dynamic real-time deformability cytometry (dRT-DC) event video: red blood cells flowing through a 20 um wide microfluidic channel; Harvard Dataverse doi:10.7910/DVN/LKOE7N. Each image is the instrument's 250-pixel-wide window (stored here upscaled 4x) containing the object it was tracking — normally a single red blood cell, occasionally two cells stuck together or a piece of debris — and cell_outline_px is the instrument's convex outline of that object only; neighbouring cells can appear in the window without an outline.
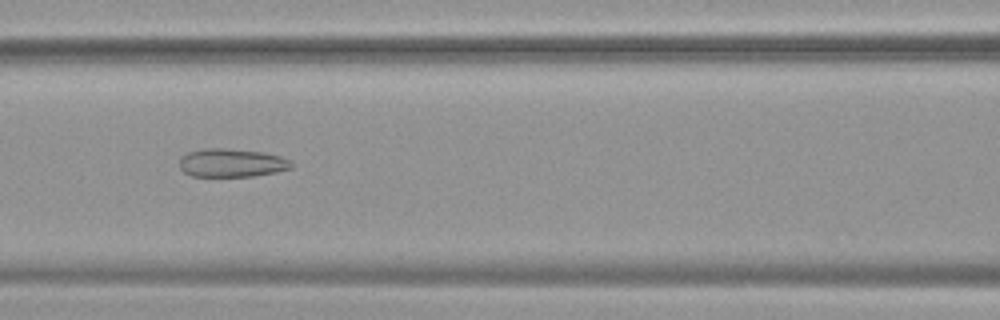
{"species": "common noctule bat (a hibernating species)", "species_latin": "Nyctalus noctula", "temperature_condition": "warm", "stored_images_in_passage": 53, "camera_frame_rate_fps": 3000, "um_per_image_px": 0.085, "animal": {"sex": "female", "body_mass_g": 19.9}, "frame": {"image": 1, "passage_image": 24, "time_ms": 7.667, "image_size_px": [1000, 320], "cell_outline_px": [[296, 164], [292, 168], [276, 172], [252, 176], [192, 176], [184, 172], [180, 168], [180, 156], [188, 152], [204, 148], [224, 148], [260, 152], [280, 156]], "centroid_in_image_um": [19.68, 13.84], "position_along_channel_um": 146.9, "area_um2": 18.5}}
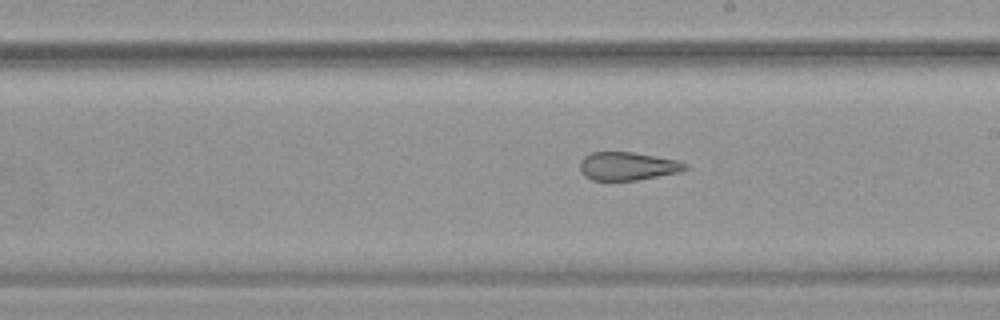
{"frame": {"image": 2, "passage_image": 31, "time_ms": 10.0, "image_size_px": [1000, 320], "cell_outline_px": [[688, 168], [680, 172], [636, 180], [592, 180], [584, 176], [580, 172], [580, 160], [584, 156], [592, 152], [632, 152], [656, 156], [676, 160], [688, 164]], "centroid_in_image_um": [53.32, 14.12], "position_along_channel_um": 235.7, "area_um2": 17.34}}
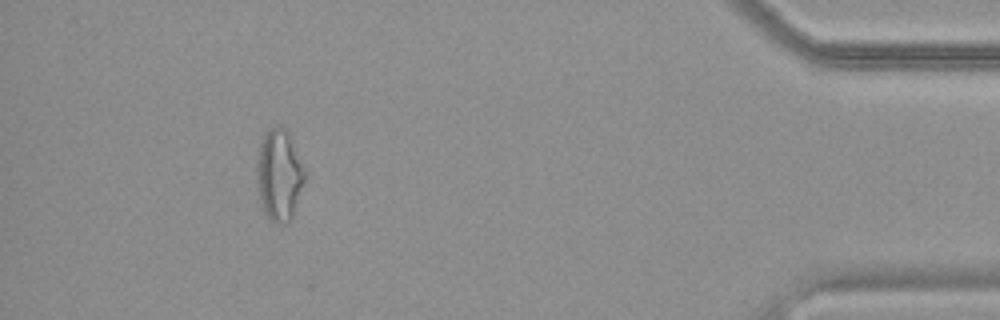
{"frame": {"image": 3, "passage_image": 49, "time_ms": 16.0, "image_size_px": [1000, 320], "cell_outline_px": [[308, 172], [292, 216], [288, 220], [280, 224], [272, 220], [268, 216], [264, 208], [260, 196], [256, 180], [256, 160], [260, 136], [268, 128], [276, 124], [280, 124], [288, 132]], "centroid_in_image_um": [23.73, 14.75], "position_along_channel_um": 411.5, "area_um2": 25.95}, "authors_computed_cell_mechanics": {"area_um2": 24.2182, "velocity_mm_per_s": 3.8205, "shape_relaxation_time_tau1_ms": null, "shape_relaxation_time_tau2_ms": 2.5746, "deformation_change_tau1": null, "deformation_change_tau2": 0.1214}}